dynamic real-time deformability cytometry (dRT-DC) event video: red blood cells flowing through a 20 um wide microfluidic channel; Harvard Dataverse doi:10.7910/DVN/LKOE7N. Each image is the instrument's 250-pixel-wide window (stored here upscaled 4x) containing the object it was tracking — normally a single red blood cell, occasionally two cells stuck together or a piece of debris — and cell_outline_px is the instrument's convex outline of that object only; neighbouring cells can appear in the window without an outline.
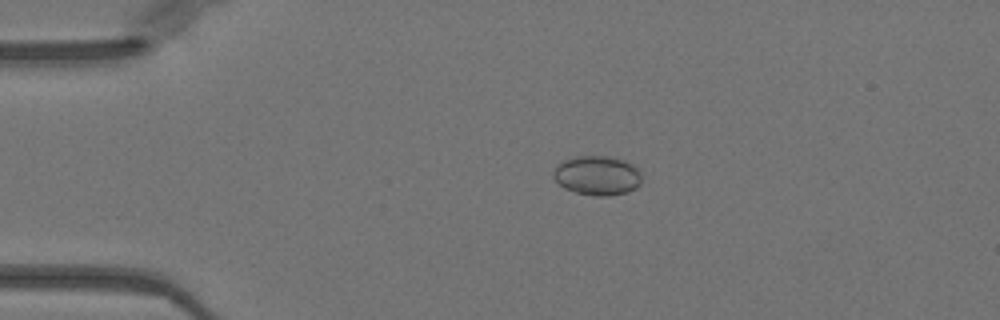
{"species": "Egyptian fruit bat (a non-hibernating species)", "species_latin": "Rousettus aegyptiacus", "temperature_condition": "warm", "stored_images_in_passage": 31, "camera_frame_rate_fps": 3000, "um_per_image_px": 0.085, "animal": {"sex": "female"}, "frame": {"image": 1, "passage_image": 2, "time_ms": 0.333, "image_size_px": [1000, 320], "cell_outline_px": [[640, 184], [636, 188], [628, 192], [608, 196], [592, 196], [576, 192], [564, 188], [552, 176], [552, 172], [564, 160], [572, 156], [608, 156], [624, 160], [632, 164], [640, 172]], "centroid_in_image_um": [50.77, 14.92], "position_along_channel_um": 34.2, "area_um2": 20.29}}
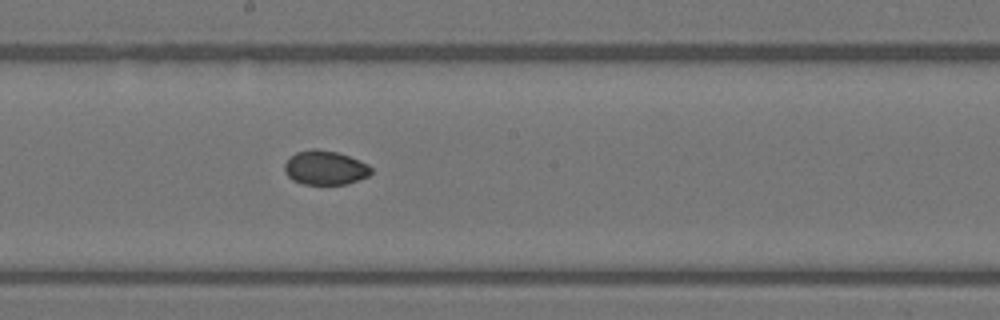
{"frame": {"image": 2, "passage_image": 19, "time_ms": 6.0, "image_size_px": [1000, 320], "cell_outline_px": [[372, 172], [368, 176], [348, 184], [304, 184], [292, 180], [284, 172], [284, 164], [288, 156], [296, 152], [312, 148], [316, 148], [336, 152], [348, 156], [368, 164], [372, 168]], "centroid_in_image_um": [27.6, 14.25], "position_along_channel_um": 220.6, "area_um2": 17.4}}
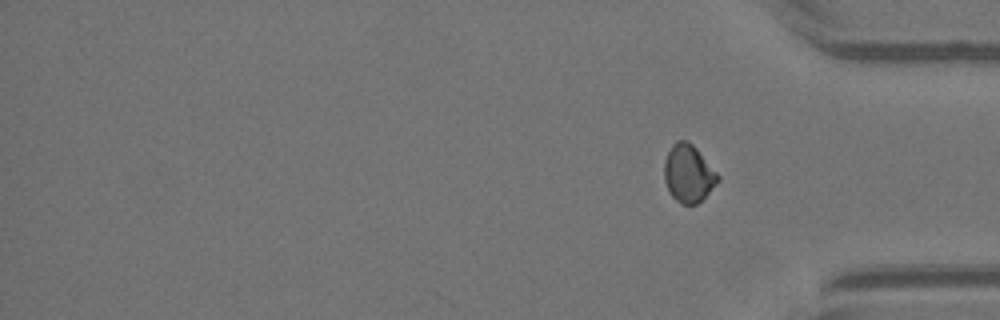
{"frame": {"image": 3, "passage_image": 31, "time_ms": 10.0, "image_size_px": [1000, 320], "cell_outline_px": [[720, 180], [696, 204], [680, 204], [668, 192], [664, 180], [664, 160], [672, 144], [676, 140], [688, 140], [696, 148], [720, 176]], "centroid_in_image_um": [58.49, 14.73], "position_along_channel_um": 376.7, "area_um2": 17.98}, "authors_computed_cell_mechanics": {"area_um2": 17.918, "velocity_mm_per_s": 4.024, "shape_relaxation_time_tau1_ms": null, "shape_relaxation_time_tau2_ms": 0.7525, "deformation_change_tau1": null, "deformation_change_tau2": 0.0237}}